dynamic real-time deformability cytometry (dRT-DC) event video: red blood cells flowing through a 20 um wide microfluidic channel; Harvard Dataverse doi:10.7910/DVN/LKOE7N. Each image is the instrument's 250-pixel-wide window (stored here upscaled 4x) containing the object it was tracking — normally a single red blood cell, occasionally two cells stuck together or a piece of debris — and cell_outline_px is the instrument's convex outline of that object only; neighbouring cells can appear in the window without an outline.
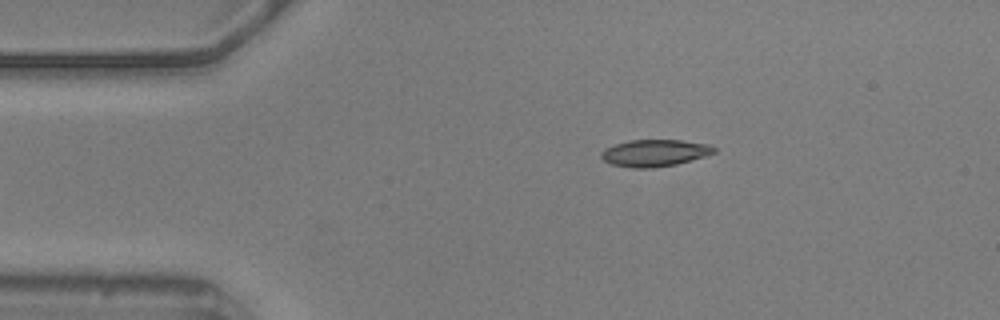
{"species": "common noctule bat (a hibernating species)", "species_latin": "Nyctalus noctula", "temperature_condition": "warm", "stored_images_in_passage": 47, "camera_frame_rate_fps": 3000, "um_per_image_px": 0.085, "animal": {"sex": "male", "body_mass_g": 20.5, "forearm_length_mm": 52.5}, "frame": {"image": 1, "passage_image": 1, "time_ms": 0.0, "image_size_px": [1000, 320], "cell_outline_px": [[716, 152], [704, 156], [676, 164], [652, 168], [632, 168], [612, 164], [604, 160], [600, 156], [600, 152], [604, 148], [616, 144], [632, 140], [680, 140], [712, 144], [716, 148]], "centroid_in_image_um": [55.66, 13.0], "position_along_channel_um": 29.3, "area_um2": 17.69}}
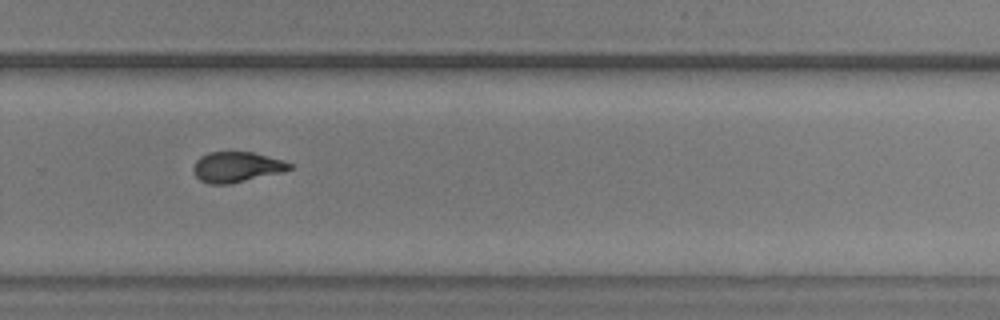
{"frame": {"image": 2, "passage_image": 28, "time_ms": 9.0, "image_size_px": [1000, 320], "cell_outline_px": [[292, 168], [284, 172], [228, 184], [208, 184], [200, 180], [192, 172], [192, 168], [196, 160], [200, 156], [208, 152], [252, 152], [280, 160], [292, 164]], "centroid_in_image_um": [20.07, 14.2], "position_along_channel_um": 309.7, "area_um2": 16.99}}
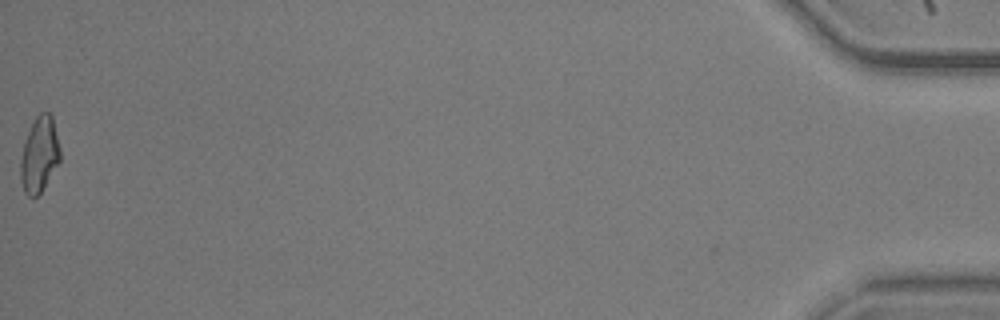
{"frame": {"image": 3, "passage_image": 47, "time_ms": 15.333, "image_size_px": [1000, 320], "cell_outline_px": [[60, 160], [40, 192], [32, 200], [24, 192], [20, 180], [20, 160], [24, 144], [28, 132], [36, 116], [40, 112], [48, 112], [52, 116], [60, 148]], "centroid_in_image_um": [3.33, 13.16], "position_along_channel_um": 431.9, "area_um2": 17.22}, "authors_computed_cell_mechanics": {"area_um2": 17.3978, "velocity_mm_per_s": 3.604, "shape_relaxation_time_tau1_ms": 6.2817, "shape_relaxation_time_tau2_ms": 1.509, "deformation_change_tau1": 0.1916, "deformation_change_tau2": 0.0715}}